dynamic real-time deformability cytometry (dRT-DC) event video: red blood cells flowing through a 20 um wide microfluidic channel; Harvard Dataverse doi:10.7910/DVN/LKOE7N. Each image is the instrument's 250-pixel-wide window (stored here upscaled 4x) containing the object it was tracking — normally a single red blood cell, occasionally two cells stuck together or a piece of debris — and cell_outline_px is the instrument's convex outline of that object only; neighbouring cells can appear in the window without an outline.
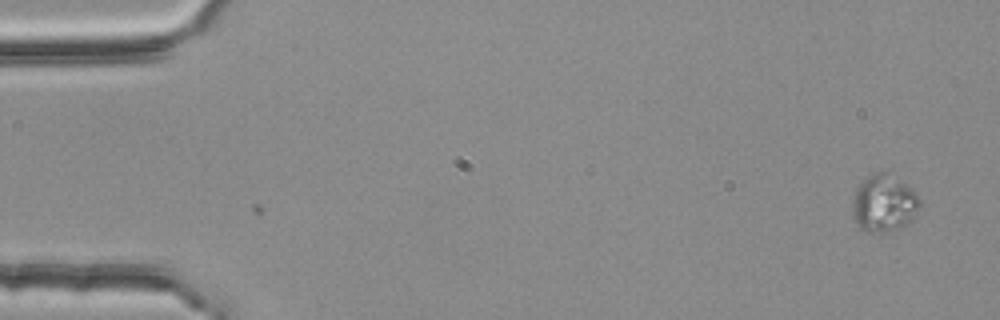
{"species": "common noctule bat (a hibernating species)", "species_latin": "Nyctalus noctula", "temperature_condition": "room temperature", "stored_images_in_passage": 7, "camera_frame_rate_fps": 3000, "um_per_image_px": 0.085, "animal": {"sex": "female", "body_mass_g": 25.1}, "frame": {"image": 1, "passage_image": 7, "time_ms": 2.0, "image_size_px": [1000, 320], "cell_outline_px": [[920, 208], [908, 224], [892, 232], [868, 232], [860, 228], [852, 212], [852, 200], [860, 184], [872, 172], [884, 172], [904, 180], [920, 200]], "centroid_in_image_um": [75.16, 17.29], "position_along_channel_um": 9.8, "area_um2": 22.48}}